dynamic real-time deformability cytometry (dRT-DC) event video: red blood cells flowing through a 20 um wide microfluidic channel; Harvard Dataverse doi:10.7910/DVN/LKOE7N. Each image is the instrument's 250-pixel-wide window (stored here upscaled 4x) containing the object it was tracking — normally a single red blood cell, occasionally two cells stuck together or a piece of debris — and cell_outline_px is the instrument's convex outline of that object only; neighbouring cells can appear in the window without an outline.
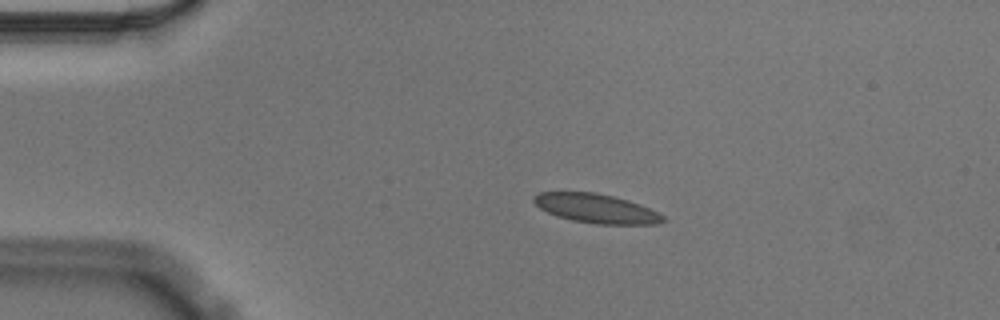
{"species": "Egyptian fruit bat (a non-hibernating species)", "species_latin": "Rousettus aegyptiacus", "temperature_condition": "cold", "stored_images_in_passage": 49, "camera_frame_rate_fps": 3000, "um_per_image_px": 0.085, "animal": {"sex": "male"}, "frame": {"image": 1, "passage_image": 4, "time_ms": 1.0, "image_size_px": [1000, 320], "cell_outline_px": [[668, 220], [656, 224], [596, 224], [572, 220], [556, 216], [540, 208], [532, 200], [532, 196], [540, 192], [596, 192], [628, 200], [640, 204], [664, 216]], "centroid_in_image_um": [50.67, 17.72], "position_along_channel_um": 34.3, "area_um2": 21.91}}
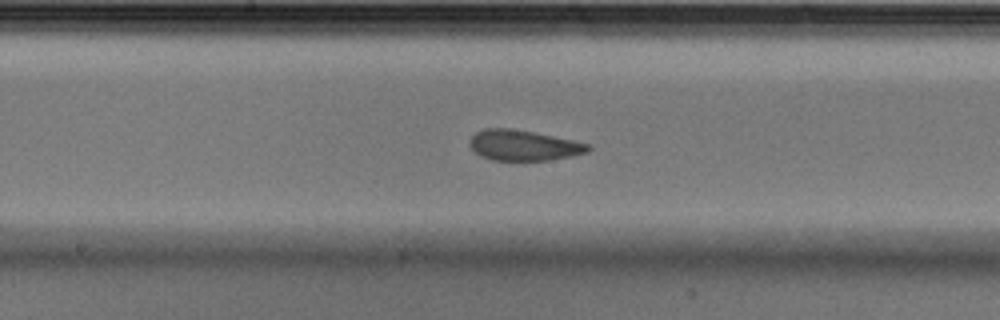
{"frame": {"image": 2, "passage_image": 22, "time_ms": 7.0, "image_size_px": [1000, 320], "cell_outline_px": [[592, 148], [588, 152], [572, 156], [548, 160], [492, 160], [480, 156], [468, 144], [472, 136], [476, 132], [484, 128], [508, 128], [532, 132], [572, 140], [588, 144]], "centroid_in_image_um": [44.48, 12.36], "position_along_channel_um": 203.7, "area_um2": 20.87}}
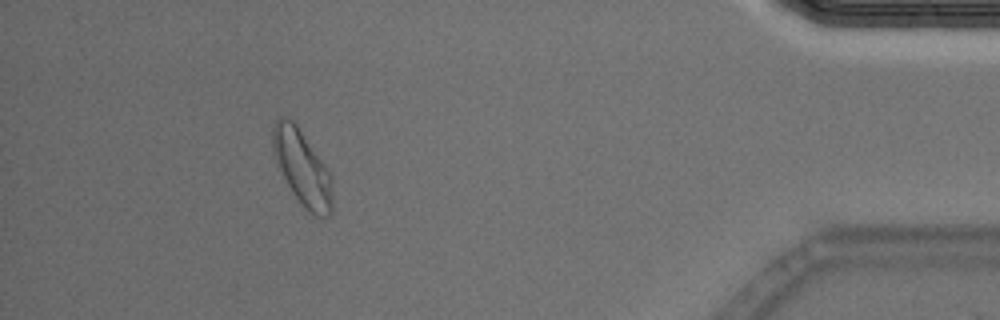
{"frame": {"image": 3, "passage_image": 44, "time_ms": 14.333, "image_size_px": [1000, 320], "cell_outline_px": [[332, 212], [328, 216], [316, 216], [308, 212], [292, 192], [280, 168], [272, 144], [272, 128], [276, 116], [284, 116], [292, 120], [296, 124], [332, 176]], "centroid_in_image_um": [25.7, 14.25], "position_along_channel_um": 409.5, "area_um2": 25.66}, "authors_computed_cell_mechanics": {"area_um2": 21.7906, "velocity_mm_per_s": 3.5232, "shape_relaxation_time_tau1_ms": 4.2623, "shape_relaxation_time_tau2_ms": 1.039, "deformation_change_tau1": 0.1015, "deformation_change_tau2": 0.0649}}